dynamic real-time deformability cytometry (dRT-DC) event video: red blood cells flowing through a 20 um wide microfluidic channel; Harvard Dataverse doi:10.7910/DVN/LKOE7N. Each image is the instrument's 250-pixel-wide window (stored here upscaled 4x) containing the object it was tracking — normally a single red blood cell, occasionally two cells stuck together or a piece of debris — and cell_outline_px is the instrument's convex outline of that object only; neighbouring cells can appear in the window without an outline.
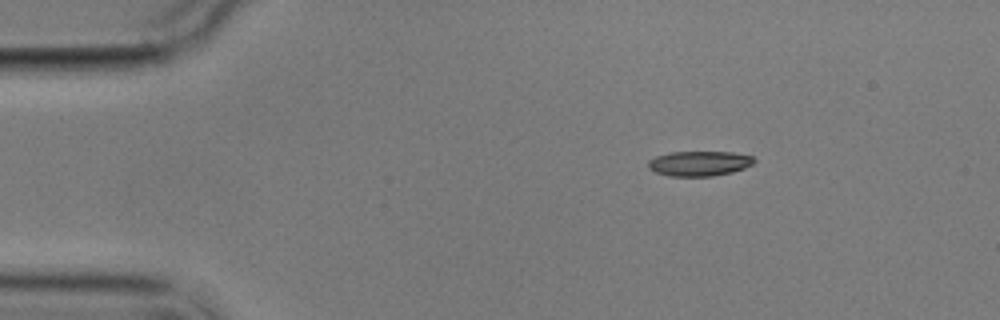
{"species": "common noctule bat (a hibernating species)", "species_latin": "Nyctalus noctula", "temperature_condition": "cold", "stored_images_in_passage": 5, "segment_of_instrument_passage": [1, 2], "camera_frame_rate_fps": 3000, "um_per_image_px": 0.085, "animal": {"sex": "male", "body_mass_g": 17.9}, "frame": {"image": 1, "passage_image": 2, "time_ms": 1.333, "image_size_px": [1000, 320], "cell_outline_px": [[756, 160], [752, 164], [744, 168], [732, 172], [712, 176], [668, 176], [656, 172], [648, 168], [648, 160], [656, 156], [672, 152], [732, 152], [752, 156]], "centroid_in_image_um": [59.43, 13.89], "position_along_channel_um": 25.6, "area_um2": 15.37}}